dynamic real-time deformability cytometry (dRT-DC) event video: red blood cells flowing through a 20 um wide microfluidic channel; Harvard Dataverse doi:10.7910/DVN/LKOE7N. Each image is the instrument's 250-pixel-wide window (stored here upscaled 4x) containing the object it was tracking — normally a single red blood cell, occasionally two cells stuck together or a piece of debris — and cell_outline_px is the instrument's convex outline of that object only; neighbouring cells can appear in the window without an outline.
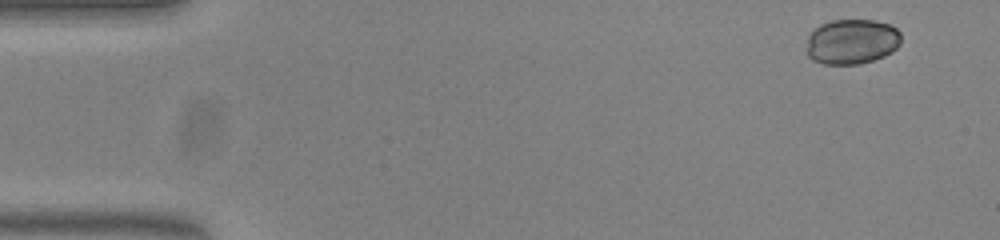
{"species": "common noctule bat (a hibernating species)", "species_latin": "Nyctalus noctula", "temperature_condition": "warm", "stored_images_in_passage": 51, "camera_frame_rate_fps": 3000, "um_per_image_px": 0.085, "animal": {"sex": "female", "body_mass_g": 23.0, "forearm_length_mm": 53.4}, "frame": {"image": 1, "passage_image": 1, "time_ms": 0.0, "image_size_px": [1000, 240], "cell_outline_px": [[900, 44], [892, 52], [884, 56], [860, 64], [824, 64], [812, 60], [808, 56], [808, 36], [812, 28], [820, 24], [832, 20], [876, 20], [888, 24], [896, 28], [900, 32]], "centroid_in_image_um": [72.4, 3.53], "position_along_channel_um": 12.6, "area_um2": 25.03}}
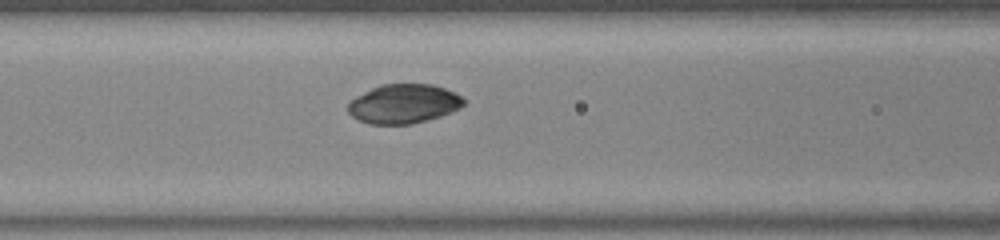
{"frame": {"image": 2, "passage_image": 20, "time_ms": 6.333, "image_size_px": [1000, 240], "cell_outline_px": [[464, 104], [460, 108], [452, 112], [440, 116], [412, 124], [368, 124], [356, 120], [348, 112], [348, 104], [356, 96], [380, 84], [432, 84], [444, 88], [460, 96], [464, 100]], "centroid_in_image_um": [34.28, 8.83], "position_along_channel_um": 132.3, "area_um2": 26.41}}
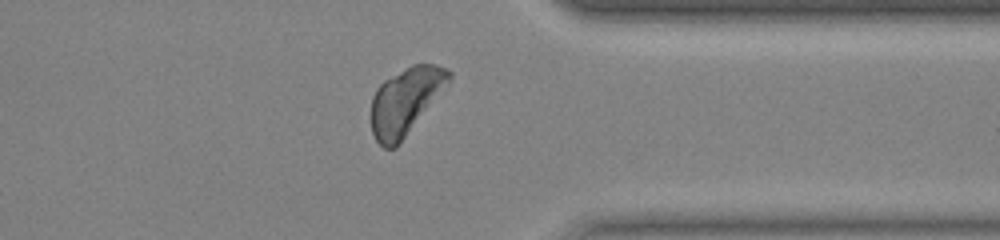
{"frame": {"image": 3, "passage_image": 40, "time_ms": 13.0, "image_size_px": [1000, 240], "cell_outline_px": [[452, 76], [396, 148], [384, 148], [376, 140], [372, 132], [372, 96], [376, 88], [384, 80], [412, 64], [436, 64], [448, 68], [452, 72]], "centroid_in_image_um": [34.43, 8.57], "position_along_channel_um": 377.0, "area_um2": 29.48}}